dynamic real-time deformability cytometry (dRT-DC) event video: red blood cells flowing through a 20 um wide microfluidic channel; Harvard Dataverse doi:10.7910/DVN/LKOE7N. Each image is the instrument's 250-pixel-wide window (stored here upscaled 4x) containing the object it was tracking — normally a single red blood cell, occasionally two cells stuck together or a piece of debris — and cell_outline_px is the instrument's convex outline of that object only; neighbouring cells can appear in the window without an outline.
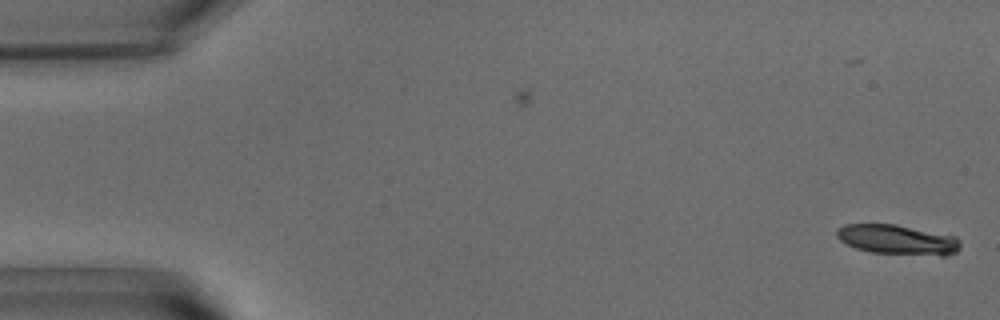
{"species": "common noctule bat (a hibernating species)", "species_latin": "Nyctalus noctula", "temperature_condition": "warm", "stored_images_in_passage": 13, "camera_frame_rate_fps": 3000, "um_per_image_px": 0.085, "animal": {"sex": "male", "body_mass_g": 15.6}, "frame": {"image": 1, "passage_image": 1, "time_ms": 0.0, "image_size_px": [1000, 320], "cell_outline_px": [[960, 248], [956, 252], [944, 256], [940, 256], [872, 252], [856, 248], [840, 240], [836, 236], [836, 228], [844, 224], [896, 224], [956, 236], [960, 240]], "centroid_in_image_um": [76.3, 20.37], "position_along_channel_um": 8.7, "area_um2": 21.62}}